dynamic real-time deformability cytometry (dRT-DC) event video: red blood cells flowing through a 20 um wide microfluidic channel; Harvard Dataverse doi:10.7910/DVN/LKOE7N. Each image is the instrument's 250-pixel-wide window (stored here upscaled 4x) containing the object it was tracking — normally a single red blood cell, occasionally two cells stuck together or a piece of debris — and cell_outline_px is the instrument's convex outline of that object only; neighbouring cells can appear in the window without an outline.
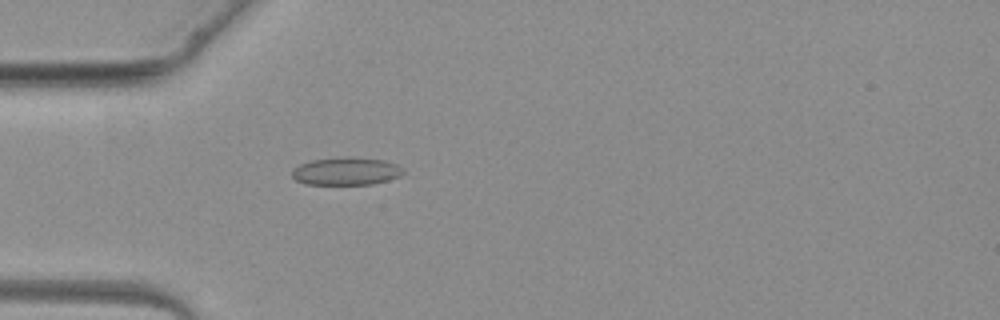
{"species": "common noctule bat (a hibernating species)", "species_latin": "Nyctalus noctula", "temperature_condition": "warm", "stored_images_in_passage": 4, "camera_frame_rate_fps": 3000, "um_per_image_px": 0.085, "animal": {"sex": "female", "body_mass_g": 19.3, "forearm_length_mm": 54.1}, "frame": {"image": 1, "passage_image": 4, "time_ms": 3.667, "image_size_px": [1000, 320], "cell_outline_px": [[404, 172], [400, 176], [388, 180], [372, 184], [304, 184], [296, 180], [292, 176], [292, 168], [300, 164], [312, 160], [344, 156], [348, 156], [384, 160], [396, 164], [404, 168]], "centroid_in_image_um": [29.42, 14.54], "position_along_channel_um": 55.6, "area_um2": 18.15}}